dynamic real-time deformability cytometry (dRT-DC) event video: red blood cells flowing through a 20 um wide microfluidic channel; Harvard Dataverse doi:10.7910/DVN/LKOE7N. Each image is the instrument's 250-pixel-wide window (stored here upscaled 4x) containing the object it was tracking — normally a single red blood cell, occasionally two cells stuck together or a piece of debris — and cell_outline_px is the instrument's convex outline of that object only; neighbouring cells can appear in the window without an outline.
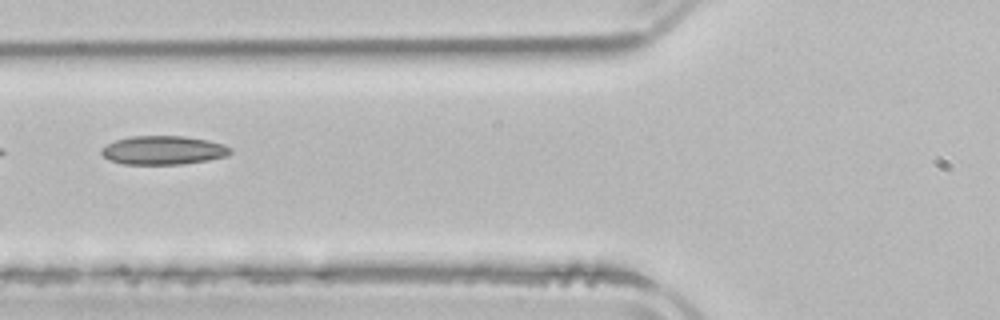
{"species": "common noctule bat (a hibernating species)", "species_latin": "Nyctalus noctula", "temperature_condition": "room temperature", "stored_images_in_passage": 4, "camera_frame_rate_fps": 3000, "um_per_image_px": 0.085, "animal": {"sex": "male", "body_mass_g": 21.5, "forearm_length_mm": 52.0}, "frame": {"image": 1, "passage_image": 4, "time_ms": 5.0, "image_size_px": [1000, 320], "cell_outline_px": [[232, 152], [228, 156], [208, 160], [180, 164], [124, 164], [108, 160], [100, 152], [100, 148], [116, 140], [132, 136], [184, 136], [208, 140], [224, 144], [232, 148]], "centroid_in_image_um": [13.9, 12.77], "position_along_channel_um": 111.9, "area_um2": 21.68}}